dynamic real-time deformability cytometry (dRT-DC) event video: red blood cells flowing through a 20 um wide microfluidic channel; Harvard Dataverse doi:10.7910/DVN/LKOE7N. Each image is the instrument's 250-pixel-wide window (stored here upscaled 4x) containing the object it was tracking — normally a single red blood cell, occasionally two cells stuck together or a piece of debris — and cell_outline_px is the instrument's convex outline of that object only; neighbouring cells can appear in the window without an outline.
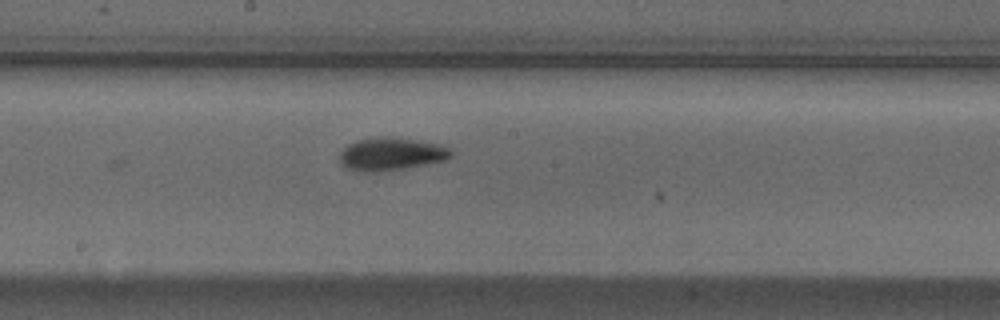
{"species": "Egyptian fruit bat (a non-hibernating species)", "species_latin": "Rousettus aegyptiacus", "temperature_condition": "cold", "stored_images_in_passage": 6, "camera_frame_rate_fps": 3000, "um_per_image_px": 0.085, "animal": {"sex": "male"}, "frame": {"image": 1, "passage_image": 6, "time_ms": 1.667, "image_size_px": [1000, 320], "cell_outline_px": [[452, 156], [444, 160], [404, 168], [376, 172], [360, 172], [348, 168], [340, 164], [340, 152], [348, 144], [356, 140], [384, 136], [440, 144], [452, 148]], "centroid_in_image_um": [33.22, 13.09], "position_along_channel_um": 215.0, "area_um2": 21.15}}